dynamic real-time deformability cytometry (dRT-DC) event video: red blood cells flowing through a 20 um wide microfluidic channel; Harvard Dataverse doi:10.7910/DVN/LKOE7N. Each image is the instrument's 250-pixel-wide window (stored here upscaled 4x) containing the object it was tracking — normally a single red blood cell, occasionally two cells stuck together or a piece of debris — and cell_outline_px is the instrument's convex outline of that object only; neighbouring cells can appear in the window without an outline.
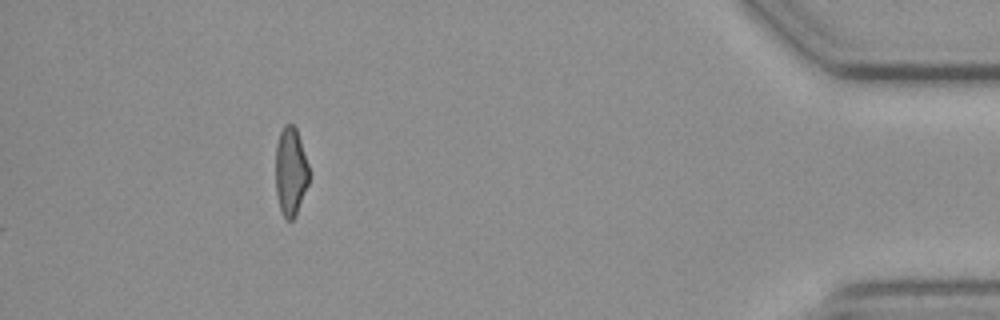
{"species": "common noctule bat (a hibernating species)", "species_latin": "Nyctalus noctula", "temperature_condition": "cold", "stored_images_in_passage": 44, "camera_frame_rate_fps": 3000, "um_per_image_px": 0.085, "animal": {"sex": "female", "body_mass_g": 19.3, "forearm_length_mm": 54.1}, "frame": {"image": 1, "passage_image": 44, "time_ms": 14.333, "image_size_px": [1000, 320], "cell_outline_px": [[308, 184], [296, 216], [292, 220], [284, 220], [280, 212], [276, 192], [276, 144], [280, 132], [284, 124], [292, 124], [296, 128], [308, 164]], "centroid_in_image_um": [24.69, 14.62], "position_along_channel_um": 410.5, "area_um2": 17.28}}